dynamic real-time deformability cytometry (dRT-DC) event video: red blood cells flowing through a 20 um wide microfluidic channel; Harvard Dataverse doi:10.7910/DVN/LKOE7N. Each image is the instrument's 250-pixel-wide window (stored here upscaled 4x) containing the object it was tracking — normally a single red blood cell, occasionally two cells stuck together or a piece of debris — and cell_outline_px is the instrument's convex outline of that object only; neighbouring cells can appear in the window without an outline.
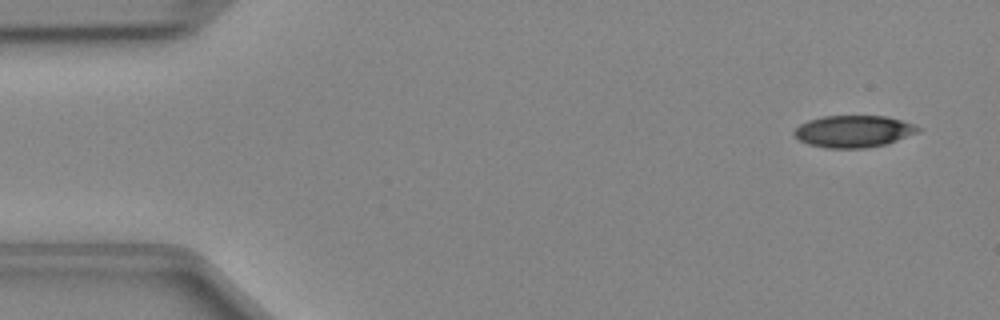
{"species": "Egyptian fruit bat (a non-hibernating species)", "species_latin": "Rousettus aegyptiacus", "temperature_condition": "cold", "stored_images_in_passage": 47, "camera_frame_rate_fps": 3000, "um_per_image_px": 0.085, "animal": {"sex": "female"}, "frame": {"image": 1, "passage_image": 3, "time_ms": 0.667, "image_size_px": [1000, 320], "cell_outline_px": [[920, 132], [888, 144], [868, 148], [824, 148], [808, 144], [800, 140], [792, 132], [800, 124], [808, 120], [824, 116], [888, 116], [912, 124], [920, 128]], "centroid_in_image_um": [72.56, 11.17], "position_along_channel_um": 12.4, "area_um2": 23.18}}
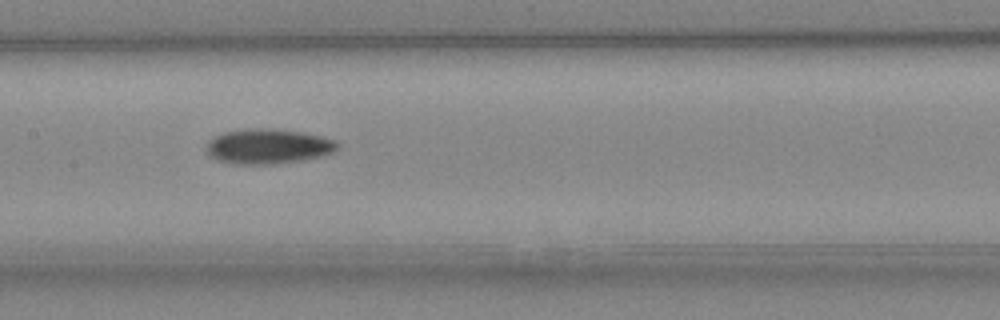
{"frame": {"image": 2, "passage_image": 23, "time_ms": 7.333, "image_size_px": [1000, 320], "cell_outline_px": [[340, 148], [324, 156], [304, 160], [272, 164], [240, 164], [216, 160], [208, 156], [208, 140], [224, 132], [244, 128], [272, 128], [300, 132], [320, 136], [336, 140], [340, 144]], "centroid_in_image_um": [22.82, 12.44], "position_along_channel_um": 184.6, "area_um2": 26.88}}
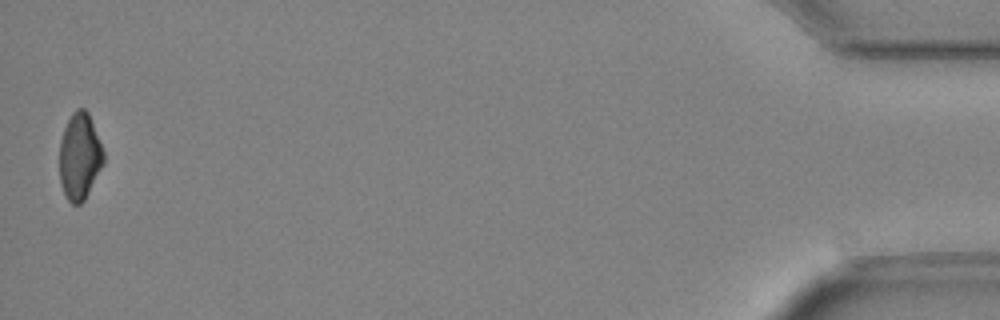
{"frame": {"image": 3, "passage_image": 47, "time_ms": 15.333, "image_size_px": [1000, 320], "cell_outline_px": [[104, 164], [84, 200], [80, 204], [72, 204], [68, 200], [60, 184], [60, 140], [64, 128], [72, 112], [76, 108], [84, 108], [88, 112], [104, 152]], "centroid_in_image_um": [6.77, 13.29], "position_along_channel_um": 428.4, "area_um2": 22.2}}